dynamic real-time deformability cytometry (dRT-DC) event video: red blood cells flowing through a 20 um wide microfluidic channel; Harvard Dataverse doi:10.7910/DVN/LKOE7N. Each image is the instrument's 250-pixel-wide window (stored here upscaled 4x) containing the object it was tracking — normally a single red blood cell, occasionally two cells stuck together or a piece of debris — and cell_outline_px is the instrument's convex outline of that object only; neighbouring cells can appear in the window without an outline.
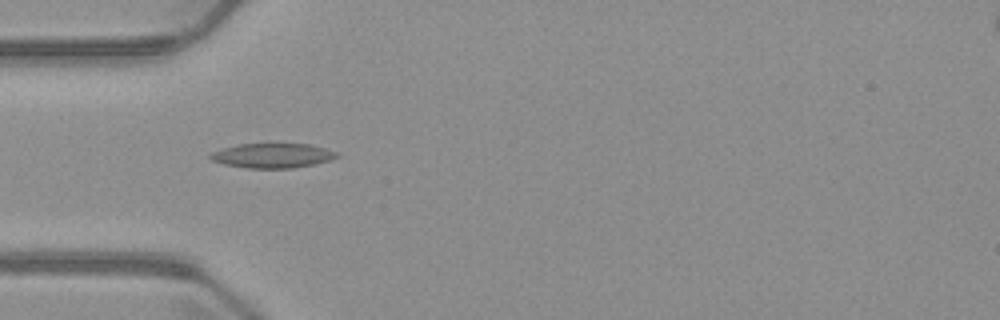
{"species": "common noctule bat (a hibernating species)", "species_latin": "Nyctalus noctula", "temperature_condition": "warm", "stored_images_in_passage": 6, "camera_frame_rate_fps": 3000, "um_per_image_px": 0.085, "animal": {"sex": "male", "body_mass_g": 23.1, "forearm_length_mm": 52.7}, "frame": {"image": 1, "passage_image": 4, "time_ms": 3.667, "image_size_px": [1000, 320], "cell_outline_px": [[340, 156], [328, 160], [312, 164], [292, 168], [248, 168], [224, 164], [212, 160], [208, 156], [212, 152], [236, 144], [272, 140], [308, 144], [324, 148], [336, 152]], "centroid_in_image_um": [23.13, 13.16], "position_along_channel_um": 61.9, "area_um2": 18.9}}
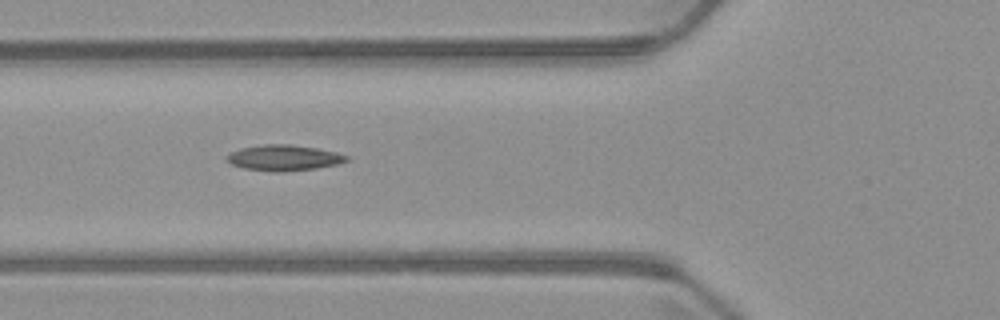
{"frame": {"image": 2, "passage_image": 5, "time_ms": 4.667, "image_size_px": [1000, 320], "cell_outline_px": [[352, 156], [348, 160], [340, 164], [316, 168], [280, 172], [272, 172], [244, 168], [232, 164], [224, 156], [240, 148], [264, 144], [292, 144], [316, 148], [336, 152]], "centroid_in_image_um": [24.17, 13.41], "position_along_channel_um": 101.6, "area_um2": 18.09}}
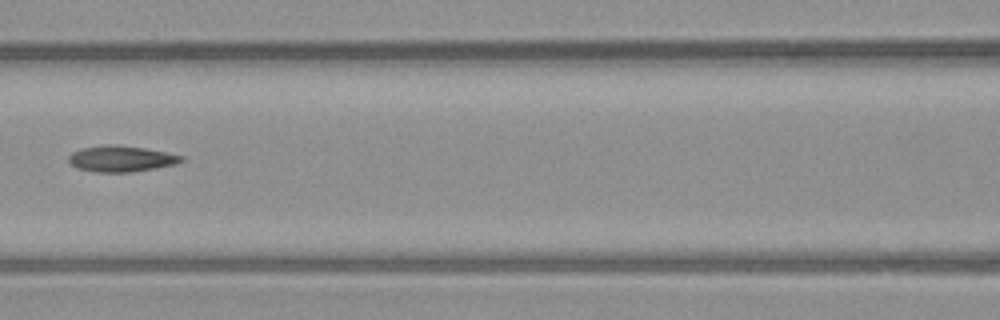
{"frame": {"image": 3, "passage_image": 6, "time_ms": 6.0, "image_size_px": [1000, 320], "cell_outline_px": [[184, 160], [176, 164], [156, 168], [132, 172], [96, 172], [76, 168], [68, 160], [68, 156], [72, 152], [84, 148], [104, 144], [116, 144], [144, 148], [184, 156]], "centroid_in_image_um": [10.29, 13.49], "position_along_channel_um": 156.3, "area_um2": 17.11}}